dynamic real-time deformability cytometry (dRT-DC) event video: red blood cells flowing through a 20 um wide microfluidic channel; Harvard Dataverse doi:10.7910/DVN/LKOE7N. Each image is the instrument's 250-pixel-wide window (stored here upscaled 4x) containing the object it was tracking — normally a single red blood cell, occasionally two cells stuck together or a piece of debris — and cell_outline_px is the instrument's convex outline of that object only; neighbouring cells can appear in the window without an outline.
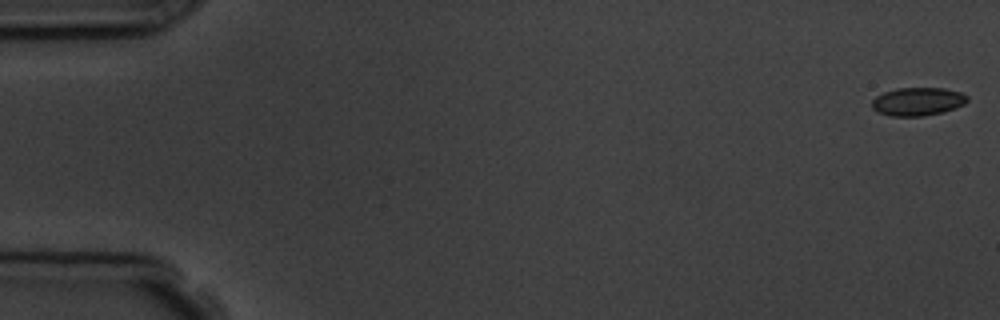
{"species": "common noctule bat (a hibernating species)", "species_latin": "Nyctalus noctula", "temperature_condition": "room temperature", "stored_images_in_passage": 4, "camera_frame_rate_fps": 3000, "um_per_image_px": 0.085, "animal": {"sex": "male", "body_mass_g": 19.5, "forearm_length_mm": 54.6}, "frame": {"image": 1, "passage_image": 1, "time_ms": 0.0, "image_size_px": [1000, 320], "cell_outline_px": [[968, 100], [964, 104], [940, 112], [924, 116], [892, 116], [876, 112], [872, 108], [872, 100], [876, 96], [884, 92], [896, 88], [944, 88], [960, 92], [968, 96]], "centroid_in_image_um": [77.97, 8.62], "position_along_channel_um": 7.0, "area_um2": 15.61}}
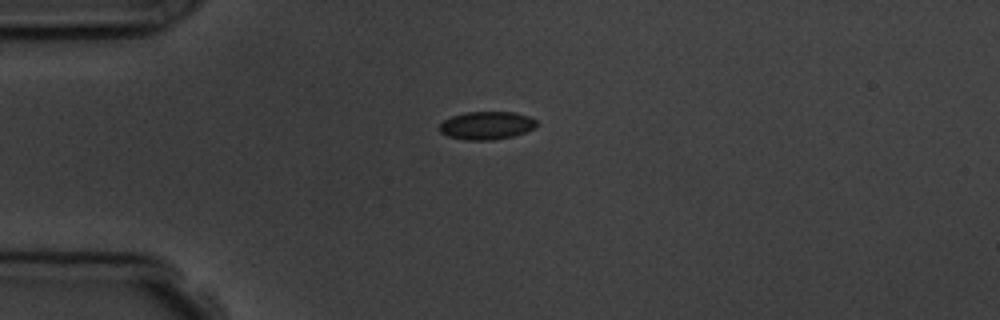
{"frame": {"image": 2, "passage_image": 4, "time_ms": 4.333, "image_size_px": [1000, 320], "cell_outline_px": [[536, 128], [512, 136], [492, 140], [464, 140], [448, 136], [440, 132], [440, 124], [444, 120], [452, 116], [464, 112], [516, 112], [528, 116], [536, 120]], "centroid_in_image_um": [41.36, 10.66], "position_along_channel_um": 43.6, "area_um2": 15.84}}